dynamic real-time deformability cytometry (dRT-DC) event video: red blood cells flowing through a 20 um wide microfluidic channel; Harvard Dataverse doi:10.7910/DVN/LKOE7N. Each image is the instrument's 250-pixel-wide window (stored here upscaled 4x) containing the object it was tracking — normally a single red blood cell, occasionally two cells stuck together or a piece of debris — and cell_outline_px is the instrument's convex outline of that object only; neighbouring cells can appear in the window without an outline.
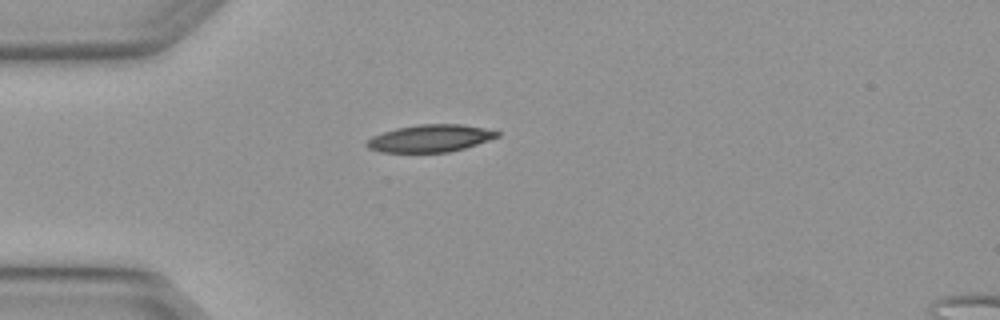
{"species": "Egyptian fruit bat (a non-hibernating species)", "species_latin": "Rousettus aegyptiacus", "temperature_condition": "warm", "stored_images_in_passage": 4, "camera_frame_rate_fps": 3000, "um_per_image_px": 0.085, "animal": {"sex": "female"}, "frame": {"image": 1, "passage_image": 3, "time_ms": 0.667, "image_size_px": [1000, 320], "cell_outline_px": [[500, 136], [464, 148], [448, 152], [380, 152], [368, 148], [364, 144], [372, 136], [396, 128], [420, 124], [460, 124], [484, 128], [500, 132]], "centroid_in_image_um": [36.54, 11.76], "position_along_channel_um": 48.5, "area_um2": 20.63}}